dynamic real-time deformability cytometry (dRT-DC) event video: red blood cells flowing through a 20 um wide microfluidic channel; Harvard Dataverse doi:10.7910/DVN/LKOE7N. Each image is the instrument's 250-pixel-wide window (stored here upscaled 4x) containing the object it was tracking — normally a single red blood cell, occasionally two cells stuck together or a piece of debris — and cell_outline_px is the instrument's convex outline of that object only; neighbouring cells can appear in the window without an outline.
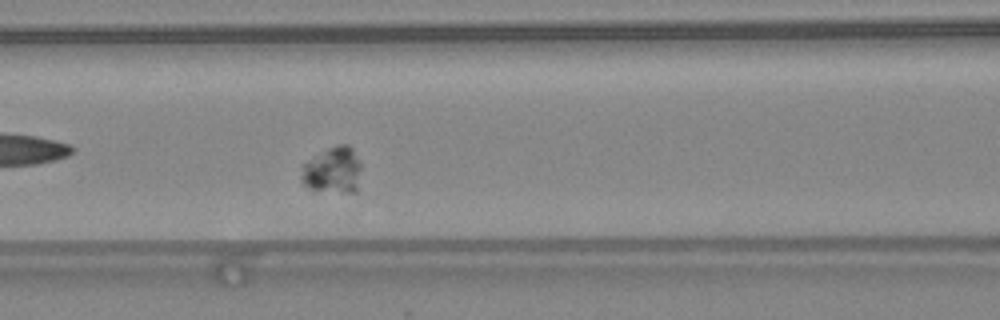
{"species": "common noctule bat (a hibernating species)", "species_latin": "Nyctalus noctula", "temperature_condition": "warm", "stored_images_in_passage": 52, "camera_frame_rate_fps": 3000, "um_per_image_px": 0.085, "animal": {"sex": "female", "body_mass_g": 24.6, "forearm_length_mm": 56.2}, "frame": {"image": 1, "passage_image": 23, "time_ms": 7.333, "image_size_px": [1000, 320], "cell_outline_px": [[360, 168], [356, 192], [344, 192], [308, 188], [300, 180], [300, 164], [328, 148], [336, 144], [348, 144], [352, 148], [360, 164]], "centroid_in_image_um": [28.23, 14.44], "position_along_channel_um": 138.4, "area_um2": 16.18}}